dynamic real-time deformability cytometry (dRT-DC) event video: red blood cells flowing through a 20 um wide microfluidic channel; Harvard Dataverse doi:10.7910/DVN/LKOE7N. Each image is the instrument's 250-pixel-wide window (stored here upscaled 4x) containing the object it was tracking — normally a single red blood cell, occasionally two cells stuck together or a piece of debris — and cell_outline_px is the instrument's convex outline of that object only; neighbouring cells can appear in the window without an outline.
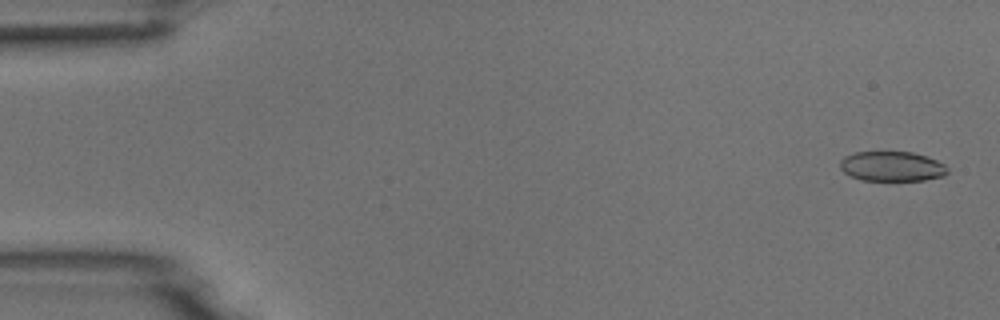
{"species": "common noctule bat (a hibernating species)", "species_latin": "Nyctalus noctula", "temperature_condition": "room temperature", "stored_images_in_passage": 4, "camera_frame_rate_fps": 3000, "um_per_image_px": 0.085, "animal": {"sex": "male", "body_mass_g": 18.8}, "frame": {"image": 1, "passage_image": 1, "time_ms": 0.0, "image_size_px": [1000, 320], "cell_outline_px": [[948, 172], [944, 176], [924, 180], [860, 180], [848, 176], [840, 168], [840, 160], [844, 156], [856, 152], [912, 152], [928, 156], [944, 164], [948, 168]], "centroid_in_image_um": [75.8, 14.14], "position_along_channel_um": 9.2, "area_um2": 18.84}}
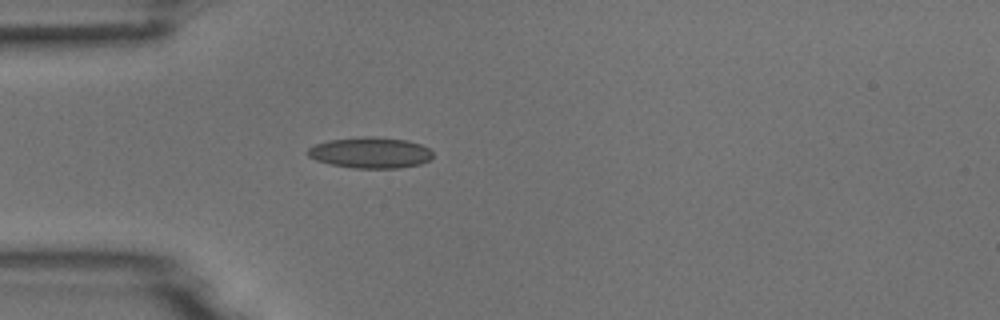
{"frame": {"image": 2, "passage_image": 4, "time_ms": 1.0, "image_size_px": [1000, 320], "cell_outline_px": [[432, 160], [420, 164], [400, 168], [352, 168], [332, 164], [316, 160], [308, 156], [304, 152], [308, 148], [316, 144], [328, 140], [364, 136], [376, 136], [408, 140], [420, 144], [428, 148], [432, 152]], "centroid_in_image_um": [31.48, 12.97], "position_along_channel_um": 53.5, "area_um2": 22.83}}